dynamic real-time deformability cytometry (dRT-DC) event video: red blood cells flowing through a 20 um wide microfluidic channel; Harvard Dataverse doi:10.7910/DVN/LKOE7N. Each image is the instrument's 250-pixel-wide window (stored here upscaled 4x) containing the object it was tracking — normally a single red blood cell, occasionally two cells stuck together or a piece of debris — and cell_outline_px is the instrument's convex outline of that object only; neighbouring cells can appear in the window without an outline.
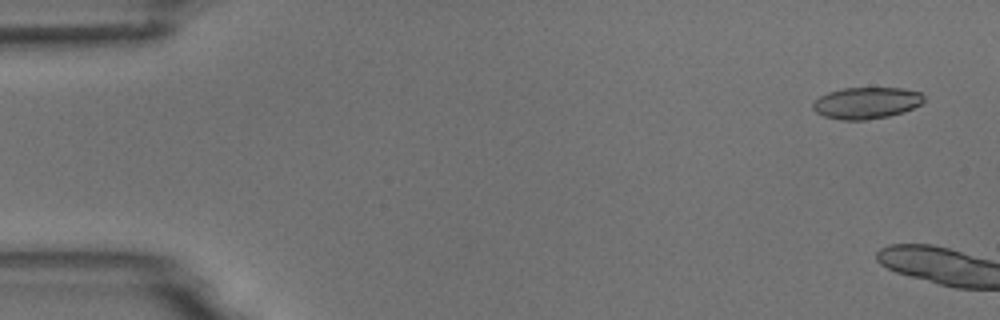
{"species": "common noctule bat (a hibernating species)", "species_latin": "Nyctalus noctula", "temperature_condition": "room temperature", "stored_images_in_passage": 2, "camera_frame_rate_fps": 3000, "um_per_image_px": 0.085, "animal": {"sex": "male", "body_mass_g": 18.8}, "frame": {"image": 1, "passage_image": 1, "time_ms": 0.0, "image_size_px": [1000, 320], "cell_outline_px": [[924, 100], [920, 104], [904, 112], [888, 116], [864, 120], [844, 120], [824, 116], [816, 112], [812, 108], [812, 104], [820, 96], [828, 92], [844, 88], [904, 88], [920, 92], [924, 96]], "centroid_in_image_um": [73.65, 8.74], "position_along_channel_um": 11.4, "area_um2": 20.35}}